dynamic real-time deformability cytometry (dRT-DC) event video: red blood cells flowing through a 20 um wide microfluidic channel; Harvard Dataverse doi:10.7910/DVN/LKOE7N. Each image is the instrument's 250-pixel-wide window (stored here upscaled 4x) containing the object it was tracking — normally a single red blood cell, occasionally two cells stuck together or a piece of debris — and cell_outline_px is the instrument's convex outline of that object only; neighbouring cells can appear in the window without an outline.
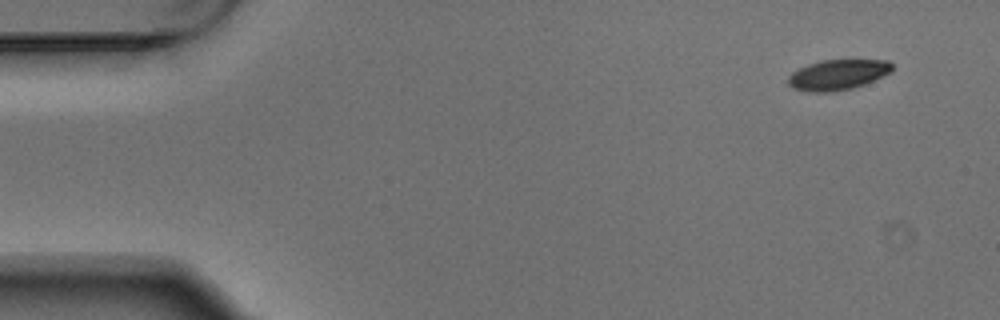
{"species": "Egyptian fruit bat (a non-hibernating species)", "species_latin": "Rousettus aegyptiacus", "temperature_condition": "warm", "stored_images_in_passage": 7, "camera_frame_rate_fps": 3000, "um_per_image_px": 0.085, "animal": {"sex": "male"}, "frame": {"image": 1, "passage_image": 1, "time_ms": 0.0, "image_size_px": [1000, 320], "cell_outline_px": [[892, 72], [864, 84], [852, 88], [832, 92], [812, 92], [792, 88], [788, 84], [788, 76], [792, 72], [808, 64], [824, 60], [888, 60], [892, 64]], "centroid_in_image_um": [71.2, 6.35], "position_along_channel_um": 13.8, "area_um2": 18.32}}
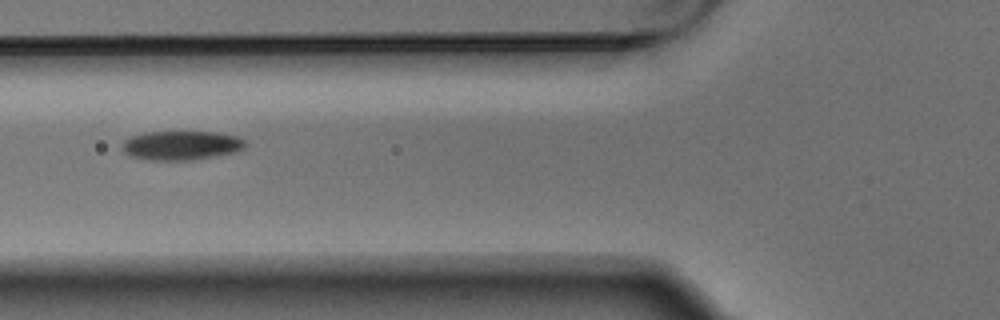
{"frame": {"image": 2, "passage_image": 6, "time_ms": 1.667, "image_size_px": [1000, 320], "cell_outline_px": [[244, 148], [236, 152], [216, 156], [192, 160], [152, 160], [132, 156], [124, 152], [124, 140], [132, 136], [144, 132], [216, 132], [236, 136], [244, 140]], "centroid_in_image_um": [15.43, 12.36], "position_along_channel_um": 110.4, "area_um2": 20.69}}
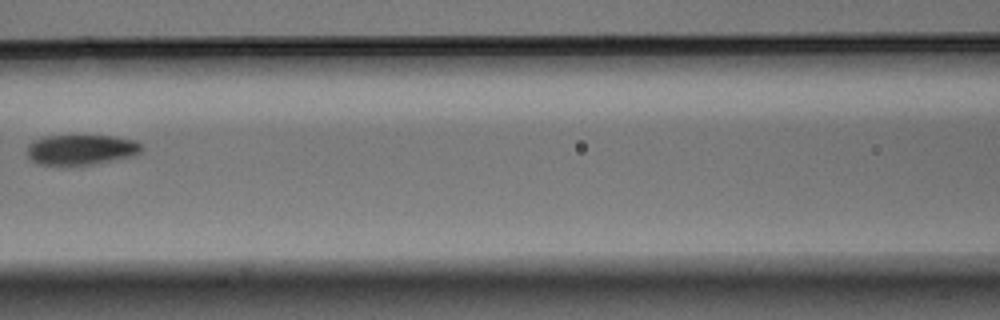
{"frame": {"image": 3, "passage_image": 7, "time_ms": 2.0, "image_size_px": [1000, 320], "cell_outline_px": [[144, 148], [136, 156], [92, 164], [64, 168], [36, 164], [28, 156], [28, 144], [44, 136], [116, 136], [132, 140], [140, 144]], "centroid_in_image_um": [6.87, 12.77], "position_along_channel_um": 159.7, "area_um2": 20.75}}